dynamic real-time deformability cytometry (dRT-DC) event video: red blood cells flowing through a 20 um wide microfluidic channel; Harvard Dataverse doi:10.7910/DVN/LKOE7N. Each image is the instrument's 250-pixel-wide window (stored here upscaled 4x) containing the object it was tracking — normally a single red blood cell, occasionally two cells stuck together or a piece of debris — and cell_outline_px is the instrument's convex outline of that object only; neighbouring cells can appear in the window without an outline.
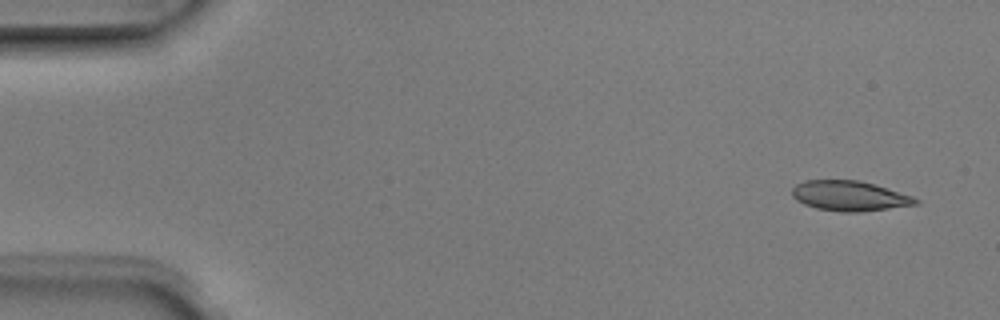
{"species": "Egyptian fruit bat (a non-hibernating species)", "species_latin": "Rousettus aegyptiacus", "temperature_condition": "room temperature", "stored_images_in_passage": 2, "camera_frame_rate_fps": 3000, "um_per_image_px": 0.085, "animal": {"sex": "male"}, "frame": {"image": 1, "passage_image": 1, "time_ms": 0.0, "image_size_px": [1000, 320], "cell_outline_px": [[920, 204], [860, 212], [840, 212], [816, 208], [804, 204], [796, 200], [792, 196], [792, 188], [796, 184], [804, 180], [860, 180], [876, 184], [912, 196], [920, 200]], "centroid_in_image_um": [72.22, 16.65], "position_along_channel_um": 12.8, "area_um2": 21.85}}